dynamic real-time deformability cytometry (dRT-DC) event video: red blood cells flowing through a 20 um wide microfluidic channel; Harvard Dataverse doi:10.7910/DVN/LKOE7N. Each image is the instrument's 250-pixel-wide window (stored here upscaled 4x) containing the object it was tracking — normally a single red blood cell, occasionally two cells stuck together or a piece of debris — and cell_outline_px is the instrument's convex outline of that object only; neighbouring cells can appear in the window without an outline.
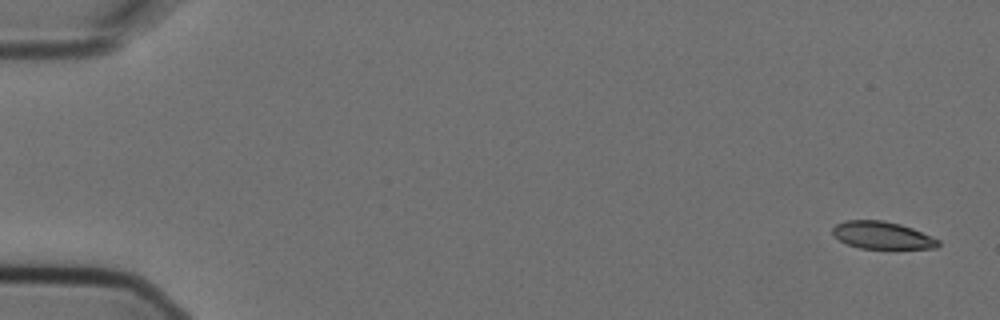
{"species": "Egyptian fruit bat (a non-hibernating species)", "species_latin": "Rousettus aegyptiacus", "temperature_condition": "cold", "stored_images_in_passage": 5, "camera_frame_rate_fps": 3000, "um_per_image_px": 0.085, "animal": {"sex": "female"}, "frame": {"image": 1, "passage_image": 5, "time_ms": 1.333, "image_size_px": [1000, 320], "cell_outline_px": [[940, 244], [936, 248], [860, 248], [848, 244], [832, 236], [832, 228], [836, 224], [844, 220], [884, 220], [900, 224], [912, 228], [940, 240]], "centroid_in_image_um": [74.95, 19.98], "position_along_channel_um": 10.0, "area_um2": 16.82}}